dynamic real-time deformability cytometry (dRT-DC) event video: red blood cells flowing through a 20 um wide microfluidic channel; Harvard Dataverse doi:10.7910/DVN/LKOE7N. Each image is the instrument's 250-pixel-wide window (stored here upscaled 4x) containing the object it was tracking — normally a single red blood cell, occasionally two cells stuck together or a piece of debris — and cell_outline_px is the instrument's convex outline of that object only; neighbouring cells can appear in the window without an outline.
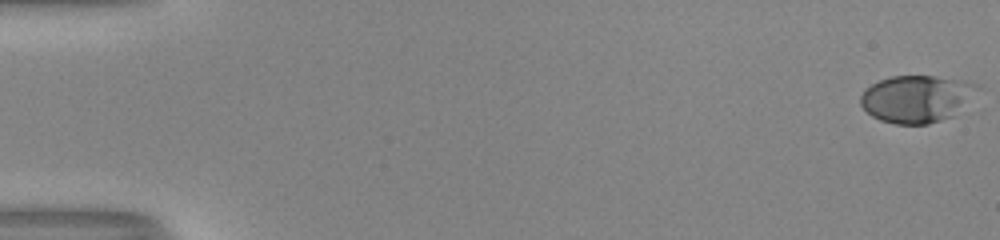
{"species": "human", "species_latin": "Homo sapiens", "temperature_condition": "room temperature", "stored_images_in_passage": 53, "camera_frame_rate_fps": 3000, "um_per_image_px": 0.085, "donor": {"sex": "male"}, "frame": {"image": 1, "passage_image": 1, "time_ms": 0.0, "image_size_px": [1000, 240], "cell_outline_px": [[984, 88], [952, 116], [928, 124], [896, 124], [880, 120], [872, 116], [860, 104], [860, 96], [864, 88], [880, 80], [892, 76], [932, 76], [980, 84]], "centroid_in_image_um": [77.93, 8.39], "position_along_channel_um": 7.1, "area_um2": 32.19}}
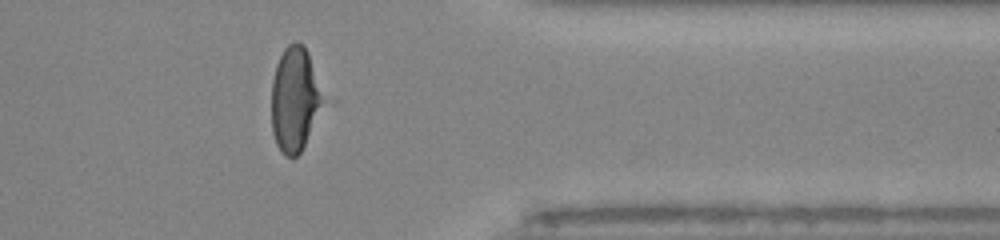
{"frame": {"image": 2, "passage_image": 44, "time_ms": 14.333, "image_size_px": [1000, 240], "cell_outline_px": [[324, 100], [304, 144], [300, 152], [296, 156], [284, 156], [276, 144], [272, 132], [272, 80], [276, 64], [284, 48], [288, 44], [296, 40], [300, 40], [304, 44], [308, 52]], "centroid_in_image_um": [25.02, 8.39], "position_along_channel_um": 386.4, "area_um2": 30.92}}
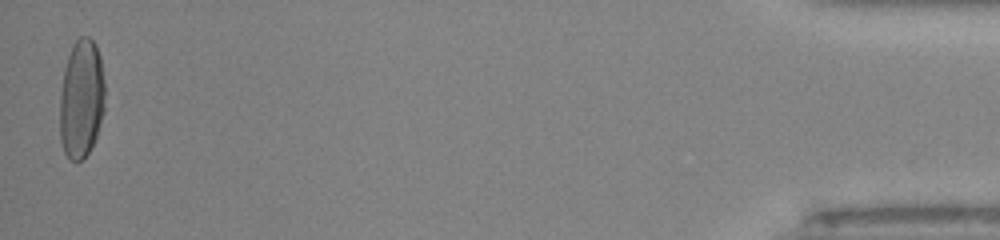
{"frame": {"image": 3, "passage_image": 53, "time_ms": 17.333, "image_size_px": [1000, 240], "cell_outline_px": [[104, 112], [96, 136], [88, 152], [80, 160], [68, 160], [64, 152], [60, 140], [60, 96], [64, 68], [72, 44], [80, 36], [88, 36], [96, 44], [100, 56], [104, 80]], "centroid_in_image_um": [6.91, 8.38], "position_along_channel_um": 428.3, "area_um2": 31.39}, "authors_computed_cell_mechanics": {"area_um2": 32.5414, "velocity_mm_per_s": 4.0501, "shape_relaxation_time_tau1_ms": 4.38, "shape_relaxation_time_tau2_ms": null, "deformation_change_tau1": 0.2407, "deformation_change_tau2": null}}